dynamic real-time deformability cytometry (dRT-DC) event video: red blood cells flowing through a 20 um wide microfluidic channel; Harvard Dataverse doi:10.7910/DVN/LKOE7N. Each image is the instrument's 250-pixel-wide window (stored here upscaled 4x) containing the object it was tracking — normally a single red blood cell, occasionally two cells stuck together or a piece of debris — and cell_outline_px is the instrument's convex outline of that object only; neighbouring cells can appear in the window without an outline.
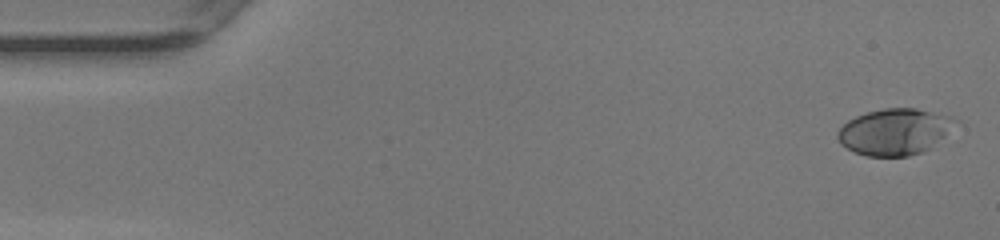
{"species": "human", "species_latin": "Homo sapiens", "temperature_condition": "warm", "stored_images_in_passage": 49, "camera_frame_rate_fps": 3000, "um_per_image_px": 0.085, "donor": {"sex": "female"}, "frame": {"image": 1, "passage_image": 1, "time_ms": 0.0, "image_size_px": [1000, 240], "cell_outline_px": [[960, 120], [932, 148], [908, 156], [868, 156], [856, 152], [840, 144], [836, 136], [836, 132], [848, 120], [856, 116], [868, 112], [884, 108], [916, 108], [952, 116]], "centroid_in_image_um": [76.06, 11.19], "position_along_channel_um": 8.9, "area_um2": 31.79}}
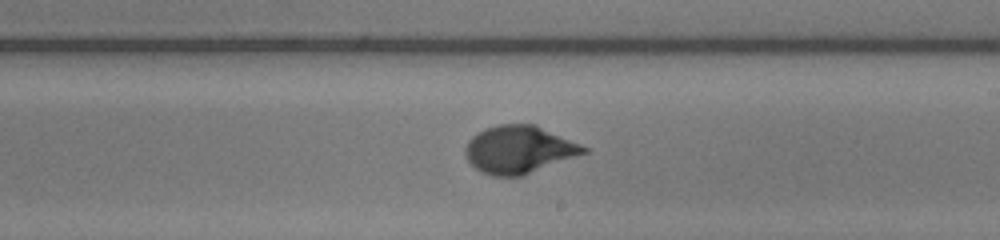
{"frame": {"image": 2, "passage_image": 28, "time_ms": 9.0, "image_size_px": [1000, 240], "cell_outline_px": [[588, 152], [520, 176], [492, 176], [480, 172], [468, 160], [464, 152], [464, 148], [468, 140], [476, 132], [484, 128], [496, 124], [536, 124], [580, 144], [588, 148]], "centroid_in_image_um": [44.07, 12.69], "position_along_channel_um": 244.9, "area_um2": 32.83}}
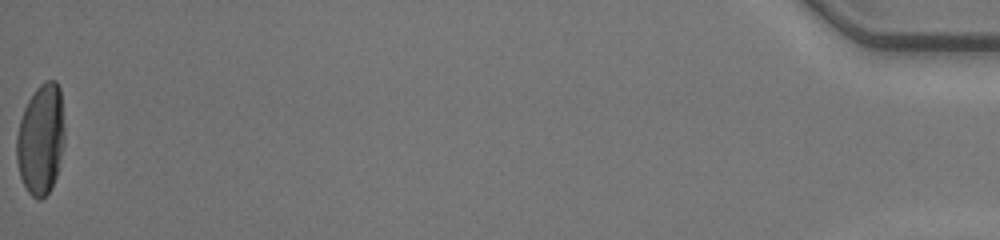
{"frame": {"image": 3, "passage_image": 49, "time_ms": 16.0, "image_size_px": [1000, 240], "cell_outline_px": [[64, 144], [56, 176], [48, 192], [40, 200], [36, 200], [28, 192], [20, 176], [16, 160], [16, 136], [20, 120], [24, 108], [28, 100], [36, 88], [44, 80], [56, 80], [60, 88], [64, 128]], "centroid_in_image_um": [3.46, 11.82], "position_along_channel_um": 431.7, "area_um2": 31.04}, "authors_computed_cell_mechanics": {"area_um2": 31.3854, "velocity_mm_per_s": 4.2108, "shape_relaxation_time_tau1_ms": 3.9504, "shape_relaxation_time_tau2_ms": null, "deformation_change_tau1": 0.2249, "deformation_change_tau2": null}}